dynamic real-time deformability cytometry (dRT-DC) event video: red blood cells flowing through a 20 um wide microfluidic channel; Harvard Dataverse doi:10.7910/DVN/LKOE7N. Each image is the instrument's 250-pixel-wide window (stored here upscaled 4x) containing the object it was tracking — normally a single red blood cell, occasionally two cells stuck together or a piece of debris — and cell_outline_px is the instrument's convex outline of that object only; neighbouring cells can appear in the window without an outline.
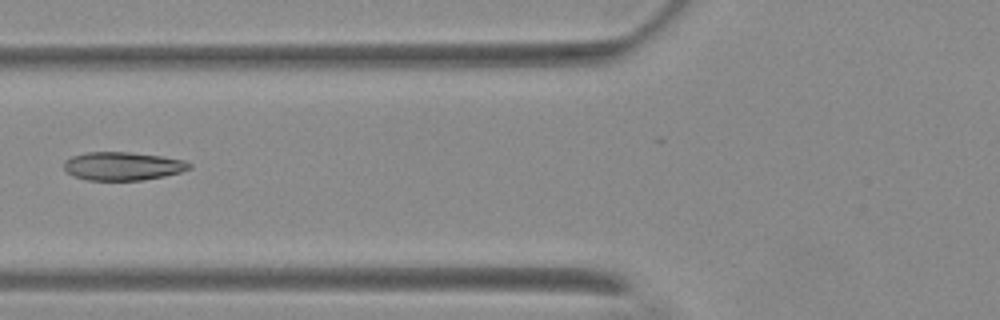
{"species": "Egyptian fruit bat (a non-hibernating species)", "species_latin": "Rousettus aegyptiacus", "temperature_condition": "warm", "stored_images_in_passage": 3, "camera_frame_rate_fps": 3000, "um_per_image_px": 0.085, "animal": {"sex": "female"}, "frame": {"image": 1, "passage_image": 3, "time_ms": 2.333, "image_size_px": [1000, 320], "cell_outline_px": [[192, 168], [180, 172], [164, 176], [140, 180], [88, 180], [72, 176], [64, 168], [64, 160], [72, 156], [88, 152], [128, 152], [160, 156], [184, 160], [192, 164]], "centroid_in_image_um": [10.42, 14.12], "position_along_channel_um": 115.4, "area_um2": 20.63}}